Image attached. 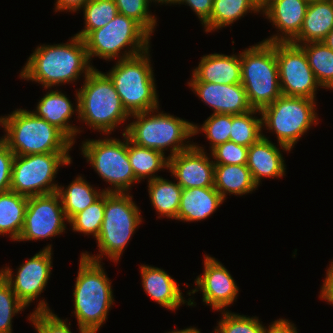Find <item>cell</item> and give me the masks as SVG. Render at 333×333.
Instances as JSON below:
<instances>
[{
	"label": "cell",
	"mask_w": 333,
	"mask_h": 333,
	"mask_svg": "<svg viewBox=\"0 0 333 333\" xmlns=\"http://www.w3.org/2000/svg\"><path fill=\"white\" fill-rule=\"evenodd\" d=\"M89 62L84 40L75 35L67 44L38 46L20 77L36 81L48 89L77 80L82 73L86 77L94 69Z\"/></svg>",
	"instance_id": "6da1fadb"
},
{
	"label": "cell",
	"mask_w": 333,
	"mask_h": 333,
	"mask_svg": "<svg viewBox=\"0 0 333 333\" xmlns=\"http://www.w3.org/2000/svg\"><path fill=\"white\" fill-rule=\"evenodd\" d=\"M0 124L7 134L0 139L15 155L69 152L73 145L59 129L21 108L0 117Z\"/></svg>",
	"instance_id": "7a4b0ae2"
},
{
	"label": "cell",
	"mask_w": 333,
	"mask_h": 333,
	"mask_svg": "<svg viewBox=\"0 0 333 333\" xmlns=\"http://www.w3.org/2000/svg\"><path fill=\"white\" fill-rule=\"evenodd\" d=\"M101 262L81 255L74 288V313L79 327L96 333L114 303L111 282Z\"/></svg>",
	"instance_id": "3957f363"
},
{
	"label": "cell",
	"mask_w": 333,
	"mask_h": 333,
	"mask_svg": "<svg viewBox=\"0 0 333 333\" xmlns=\"http://www.w3.org/2000/svg\"><path fill=\"white\" fill-rule=\"evenodd\" d=\"M77 114L92 129L111 133L131 115L124 108L110 78L93 69L76 93Z\"/></svg>",
	"instance_id": "277c9868"
},
{
	"label": "cell",
	"mask_w": 333,
	"mask_h": 333,
	"mask_svg": "<svg viewBox=\"0 0 333 333\" xmlns=\"http://www.w3.org/2000/svg\"><path fill=\"white\" fill-rule=\"evenodd\" d=\"M156 110L158 111V108L131 114L136 121L127 125L123 134L138 146L162 153L171 147L168 158L190 149L194 144L187 145L183 141L194 136L193 123L163 112L151 115Z\"/></svg>",
	"instance_id": "5b68a950"
},
{
	"label": "cell",
	"mask_w": 333,
	"mask_h": 333,
	"mask_svg": "<svg viewBox=\"0 0 333 333\" xmlns=\"http://www.w3.org/2000/svg\"><path fill=\"white\" fill-rule=\"evenodd\" d=\"M150 65L147 50L130 58L119 59L106 74L130 115L158 108V95Z\"/></svg>",
	"instance_id": "8992f818"
},
{
	"label": "cell",
	"mask_w": 333,
	"mask_h": 333,
	"mask_svg": "<svg viewBox=\"0 0 333 333\" xmlns=\"http://www.w3.org/2000/svg\"><path fill=\"white\" fill-rule=\"evenodd\" d=\"M241 84L249 104L262 110L282 94L279 84L275 43L260 42L240 53Z\"/></svg>",
	"instance_id": "52a82bcc"
},
{
	"label": "cell",
	"mask_w": 333,
	"mask_h": 333,
	"mask_svg": "<svg viewBox=\"0 0 333 333\" xmlns=\"http://www.w3.org/2000/svg\"><path fill=\"white\" fill-rule=\"evenodd\" d=\"M140 216L139 208L132 201L129 193L105 192L104 218L100 233L96 238L99 252L102 254L95 257L86 252L82 255L100 262L101 256L104 254L117 262L131 235L142 222Z\"/></svg>",
	"instance_id": "ba28073f"
},
{
	"label": "cell",
	"mask_w": 333,
	"mask_h": 333,
	"mask_svg": "<svg viewBox=\"0 0 333 333\" xmlns=\"http://www.w3.org/2000/svg\"><path fill=\"white\" fill-rule=\"evenodd\" d=\"M150 34L134 19L118 14L106 26L92 31L85 39L89 61L91 57L114 59L125 47L130 46V51H125L119 59H126L139 55L149 49Z\"/></svg>",
	"instance_id": "9c48e42d"
},
{
	"label": "cell",
	"mask_w": 333,
	"mask_h": 333,
	"mask_svg": "<svg viewBox=\"0 0 333 333\" xmlns=\"http://www.w3.org/2000/svg\"><path fill=\"white\" fill-rule=\"evenodd\" d=\"M315 101L303 97L281 95L261 110L262 126L273 130L278 143L290 151L312 124H317Z\"/></svg>",
	"instance_id": "30bf717a"
},
{
	"label": "cell",
	"mask_w": 333,
	"mask_h": 333,
	"mask_svg": "<svg viewBox=\"0 0 333 333\" xmlns=\"http://www.w3.org/2000/svg\"><path fill=\"white\" fill-rule=\"evenodd\" d=\"M71 164L68 152L15 155L10 190L31 197L57 192L52 181L61 165Z\"/></svg>",
	"instance_id": "8fae6325"
},
{
	"label": "cell",
	"mask_w": 333,
	"mask_h": 333,
	"mask_svg": "<svg viewBox=\"0 0 333 333\" xmlns=\"http://www.w3.org/2000/svg\"><path fill=\"white\" fill-rule=\"evenodd\" d=\"M119 139L87 140L83 142L82 153L94 170L115 188L105 189L109 193H126L138 181L128 158V137Z\"/></svg>",
	"instance_id": "7c38bea8"
},
{
	"label": "cell",
	"mask_w": 333,
	"mask_h": 333,
	"mask_svg": "<svg viewBox=\"0 0 333 333\" xmlns=\"http://www.w3.org/2000/svg\"><path fill=\"white\" fill-rule=\"evenodd\" d=\"M281 94L315 100L319 83L304 50L292 42L275 43Z\"/></svg>",
	"instance_id": "4fadbf2b"
},
{
	"label": "cell",
	"mask_w": 333,
	"mask_h": 333,
	"mask_svg": "<svg viewBox=\"0 0 333 333\" xmlns=\"http://www.w3.org/2000/svg\"><path fill=\"white\" fill-rule=\"evenodd\" d=\"M68 221L57 192L28 197L24 224L17 241L50 238L64 232Z\"/></svg>",
	"instance_id": "5bb4252c"
},
{
	"label": "cell",
	"mask_w": 333,
	"mask_h": 333,
	"mask_svg": "<svg viewBox=\"0 0 333 333\" xmlns=\"http://www.w3.org/2000/svg\"><path fill=\"white\" fill-rule=\"evenodd\" d=\"M51 252V245H48L42 251L36 253L31 259L20 265L14 279L9 267L0 270V274L26 307L43 292L47 285L51 267H53L51 265Z\"/></svg>",
	"instance_id": "9a60e30c"
},
{
	"label": "cell",
	"mask_w": 333,
	"mask_h": 333,
	"mask_svg": "<svg viewBox=\"0 0 333 333\" xmlns=\"http://www.w3.org/2000/svg\"><path fill=\"white\" fill-rule=\"evenodd\" d=\"M204 267L203 276L199 275L195 281L198 288L193 289L188 295L200 290L203 302L211 305L213 310L221 311L234 302L238 287L229 271L215 258L206 255Z\"/></svg>",
	"instance_id": "2e32d148"
},
{
	"label": "cell",
	"mask_w": 333,
	"mask_h": 333,
	"mask_svg": "<svg viewBox=\"0 0 333 333\" xmlns=\"http://www.w3.org/2000/svg\"><path fill=\"white\" fill-rule=\"evenodd\" d=\"M168 169L183 189L214 187L215 164L196 145L169 157Z\"/></svg>",
	"instance_id": "e0dca14e"
},
{
	"label": "cell",
	"mask_w": 333,
	"mask_h": 333,
	"mask_svg": "<svg viewBox=\"0 0 333 333\" xmlns=\"http://www.w3.org/2000/svg\"><path fill=\"white\" fill-rule=\"evenodd\" d=\"M188 84L202 101L214 109V114L236 115L253 110L241 83L188 82Z\"/></svg>",
	"instance_id": "ac0fdd59"
},
{
	"label": "cell",
	"mask_w": 333,
	"mask_h": 333,
	"mask_svg": "<svg viewBox=\"0 0 333 333\" xmlns=\"http://www.w3.org/2000/svg\"><path fill=\"white\" fill-rule=\"evenodd\" d=\"M308 5L306 0H266L261 6L263 14L283 33L263 41L292 42L299 35Z\"/></svg>",
	"instance_id": "d6986e66"
},
{
	"label": "cell",
	"mask_w": 333,
	"mask_h": 333,
	"mask_svg": "<svg viewBox=\"0 0 333 333\" xmlns=\"http://www.w3.org/2000/svg\"><path fill=\"white\" fill-rule=\"evenodd\" d=\"M190 82L241 83L240 54L228 56L214 53L203 56Z\"/></svg>",
	"instance_id": "ffe728a7"
},
{
	"label": "cell",
	"mask_w": 333,
	"mask_h": 333,
	"mask_svg": "<svg viewBox=\"0 0 333 333\" xmlns=\"http://www.w3.org/2000/svg\"><path fill=\"white\" fill-rule=\"evenodd\" d=\"M246 166L257 186L264 177H282L286 169L279 148L264 135L249 147Z\"/></svg>",
	"instance_id": "44dd1931"
},
{
	"label": "cell",
	"mask_w": 333,
	"mask_h": 333,
	"mask_svg": "<svg viewBox=\"0 0 333 333\" xmlns=\"http://www.w3.org/2000/svg\"><path fill=\"white\" fill-rule=\"evenodd\" d=\"M140 272L144 291L158 304L174 310L186 303L177 282L163 269L141 265Z\"/></svg>",
	"instance_id": "7402d4cb"
},
{
	"label": "cell",
	"mask_w": 333,
	"mask_h": 333,
	"mask_svg": "<svg viewBox=\"0 0 333 333\" xmlns=\"http://www.w3.org/2000/svg\"><path fill=\"white\" fill-rule=\"evenodd\" d=\"M214 187L183 189L177 220L199 221L209 217L223 203Z\"/></svg>",
	"instance_id": "603a6c76"
},
{
	"label": "cell",
	"mask_w": 333,
	"mask_h": 333,
	"mask_svg": "<svg viewBox=\"0 0 333 333\" xmlns=\"http://www.w3.org/2000/svg\"><path fill=\"white\" fill-rule=\"evenodd\" d=\"M34 113L59 129L73 144L74 136L79 131L68 122L74 114L73 104L59 91L47 92L39 101Z\"/></svg>",
	"instance_id": "cb8c5ba5"
},
{
	"label": "cell",
	"mask_w": 333,
	"mask_h": 333,
	"mask_svg": "<svg viewBox=\"0 0 333 333\" xmlns=\"http://www.w3.org/2000/svg\"><path fill=\"white\" fill-rule=\"evenodd\" d=\"M333 28V5L329 0L309 2L299 35L292 43L322 42Z\"/></svg>",
	"instance_id": "d4e9b609"
},
{
	"label": "cell",
	"mask_w": 333,
	"mask_h": 333,
	"mask_svg": "<svg viewBox=\"0 0 333 333\" xmlns=\"http://www.w3.org/2000/svg\"><path fill=\"white\" fill-rule=\"evenodd\" d=\"M257 187L246 165L215 164L214 188L223 200L228 193L243 195L256 190Z\"/></svg>",
	"instance_id": "484cf974"
},
{
	"label": "cell",
	"mask_w": 333,
	"mask_h": 333,
	"mask_svg": "<svg viewBox=\"0 0 333 333\" xmlns=\"http://www.w3.org/2000/svg\"><path fill=\"white\" fill-rule=\"evenodd\" d=\"M28 197L13 191L0 194V235L18 240L24 224Z\"/></svg>",
	"instance_id": "4316f807"
},
{
	"label": "cell",
	"mask_w": 333,
	"mask_h": 333,
	"mask_svg": "<svg viewBox=\"0 0 333 333\" xmlns=\"http://www.w3.org/2000/svg\"><path fill=\"white\" fill-rule=\"evenodd\" d=\"M57 193L69 221L75 214L97 201L105 193V190L96 191L85 179L79 176L66 189L59 186Z\"/></svg>",
	"instance_id": "83f0119b"
},
{
	"label": "cell",
	"mask_w": 333,
	"mask_h": 333,
	"mask_svg": "<svg viewBox=\"0 0 333 333\" xmlns=\"http://www.w3.org/2000/svg\"><path fill=\"white\" fill-rule=\"evenodd\" d=\"M250 10L260 12L261 5L256 0H214L210 19L204 24L205 31L228 26Z\"/></svg>",
	"instance_id": "f1b7e54d"
},
{
	"label": "cell",
	"mask_w": 333,
	"mask_h": 333,
	"mask_svg": "<svg viewBox=\"0 0 333 333\" xmlns=\"http://www.w3.org/2000/svg\"><path fill=\"white\" fill-rule=\"evenodd\" d=\"M148 188L151 204L158 214L176 219L183 188L160 176L148 181Z\"/></svg>",
	"instance_id": "f546056e"
},
{
	"label": "cell",
	"mask_w": 333,
	"mask_h": 333,
	"mask_svg": "<svg viewBox=\"0 0 333 333\" xmlns=\"http://www.w3.org/2000/svg\"><path fill=\"white\" fill-rule=\"evenodd\" d=\"M164 156L160 151L138 146L128 139V158L138 182L149 176V181L153 180L158 177L154 175L156 171L168 168V157Z\"/></svg>",
	"instance_id": "4dcf8cb0"
},
{
	"label": "cell",
	"mask_w": 333,
	"mask_h": 333,
	"mask_svg": "<svg viewBox=\"0 0 333 333\" xmlns=\"http://www.w3.org/2000/svg\"><path fill=\"white\" fill-rule=\"evenodd\" d=\"M299 46L304 50L320 87L333 89V50L322 42H310Z\"/></svg>",
	"instance_id": "1f68e13d"
},
{
	"label": "cell",
	"mask_w": 333,
	"mask_h": 333,
	"mask_svg": "<svg viewBox=\"0 0 333 333\" xmlns=\"http://www.w3.org/2000/svg\"><path fill=\"white\" fill-rule=\"evenodd\" d=\"M82 8L85 27L75 35L83 40L92 31L106 26L119 14L114 0H89Z\"/></svg>",
	"instance_id": "d6a6232c"
},
{
	"label": "cell",
	"mask_w": 333,
	"mask_h": 333,
	"mask_svg": "<svg viewBox=\"0 0 333 333\" xmlns=\"http://www.w3.org/2000/svg\"><path fill=\"white\" fill-rule=\"evenodd\" d=\"M257 112L261 114L260 110L253 109L249 112L232 115L230 141L245 147H250L263 137L261 133L263 128L262 118L258 119L252 116Z\"/></svg>",
	"instance_id": "836d02e7"
},
{
	"label": "cell",
	"mask_w": 333,
	"mask_h": 333,
	"mask_svg": "<svg viewBox=\"0 0 333 333\" xmlns=\"http://www.w3.org/2000/svg\"><path fill=\"white\" fill-rule=\"evenodd\" d=\"M105 193L83 211L75 214L68 222L74 231L98 237L104 218Z\"/></svg>",
	"instance_id": "e575fe53"
},
{
	"label": "cell",
	"mask_w": 333,
	"mask_h": 333,
	"mask_svg": "<svg viewBox=\"0 0 333 333\" xmlns=\"http://www.w3.org/2000/svg\"><path fill=\"white\" fill-rule=\"evenodd\" d=\"M29 318L37 333H72L66 324V320H62L52 313L43 300L39 302L36 310L32 312ZM79 331L80 333H92L81 327H79Z\"/></svg>",
	"instance_id": "d590c367"
},
{
	"label": "cell",
	"mask_w": 333,
	"mask_h": 333,
	"mask_svg": "<svg viewBox=\"0 0 333 333\" xmlns=\"http://www.w3.org/2000/svg\"><path fill=\"white\" fill-rule=\"evenodd\" d=\"M232 124V114H212L205 120L202 127L193 124V135L204 131L211 142V150L217 145L229 141ZM201 129V130H200Z\"/></svg>",
	"instance_id": "8d00e7d4"
},
{
	"label": "cell",
	"mask_w": 333,
	"mask_h": 333,
	"mask_svg": "<svg viewBox=\"0 0 333 333\" xmlns=\"http://www.w3.org/2000/svg\"><path fill=\"white\" fill-rule=\"evenodd\" d=\"M25 307L0 274V333H12V317Z\"/></svg>",
	"instance_id": "74e56055"
},
{
	"label": "cell",
	"mask_w": 333,
	"mask_h": 333,
	"mask_svg": "<svg viewBox=\"0 0 333 333\" xmlns=\"http://www.w3.org/2000/svg\"><path fill=\"white\" fill-rule=\"evenodd\" d=\"M223 318L218 322L215 333H264L262 326L256 317H246L244 315L223 311Z\"/></svg>",
	"instance_id": "f35d334b"
},
{
	"label": "cell",
	"mask_w": 333,
	"mask_h": 333,
	"mask_svg": "<svg viewBox=\"0 0 333 333\" xmlns=\"http://www.w3.org/2000/svg\"><path fill=\"white\" fill-rule=\"evenodd\" d=\"M119 14L138 22L150 35L156 25V17L148 10L149 0H114Z\"/></svg>",
	"instance_id": "ab89813d"
},
{
	"label": "cell",
	"mask_w": 333,
	"mask_h": 333,
	"mask_svg": "<svg viewBox=\"0 0 333 333\" xmlns=\"http://www.w3.org/2000/svg\"><path fill=\"white\" fill-rule=\"evenodd\" d=\"M249 147L236 144L233 141L217 145L211 150V155L216 161L214 164L246 165Z\"/></svg>",
	"instance_id": "60d3db41"
},
{
	"label": "cell",
	"mask_w": 333,
	"mask_h": 333,
	"mask_svg": "<svg viewBox=\"0 0 333 333\" xmlns=\"http://www.w3.org/2000/svg\"><path fill=\"white\" fill-rule=\"evenodd\" d=\"M14 157L13 151L0 139V194L10 191Z\"/></svg>",
	"instance_id": "b9f144b4"
},
{
	"label": "cell",
	"mask_w": 333,
	"mask_h": 333,
	"mask_svg": "<svg viewBox=\"0 0 333 333\" xmlns=\"http://www.w3.org/2000/svg\"><path fill=\"white\" fill-rule=\"evenodd\" d=\"M186 3L197 14L201 24H205L211 16L214 0H179L178 4Z\"/></svg>",
	"instance_id": "7bdbcfd3"
},
{
	"label": "cell",
	"mask_w": 333,
	"mask_h": 333,
	"mask_svg": "<svg viewBox=\"0 0 333 333\" xmlns=\"http://www.w3.org/2000/svg\"><path fill=\"white\" fill-rule=\"evenodd\" d=\"M320 298L333 304V261L329 266V269H327L326 278L321 288Z\"/></svg>",
	"instance_id": "ee69618b"
},
{
	"label": "cell",
	"mask_w": 333,
	"mask_h": 333,
	"mask_svg": "<svg viewBox=\"0 0 333 333\" xmlns=\"http://www.w3.org/2000/svg\"><path fill=\"white\" fill-rule=\"evenodd\" d=\"M264 333H297V330L294 324L281 318L275 320L272 325H269L268 329L265 328Z\"/></svg>",
	"instance_id": "f6af8a7d"
},
{
	"label": "cell",
	"mask_w": 333,
	"mask_h": 333,
	"mask_svg": "<svg viewBox=\"0 0 333 333\" xmlns=\"http://www.w3.org/2000/svg\"><path fill=\"white\" fill-rule=\"evenodd\" d=\"M89 0H57L55 11H77L82 8Z\"/></svg>",
	"instance_id": "bcb514c9"
},
{
	"label": "cell",
	"mask_w": 333,
	"mask_h": 333,
	"mask_svg": "<svg viewBox=\"0 0 333 333\" xmlns=\"http://www.w3.org/2000/svg\"><path fill=\"white\" fill-rule=\"evenodd\" d=\"M327 47L333 50V28L330 32L326 35L325 39L322 41Z\"/></svg>",
	"instance_id": "7dc6e473"
},
{
	"label": "cell",
	"mask_w": 333,
	"mask_h": 333,
	"mask_svg": "<svg viewBox=\"0 0 333 333\" xmlns=\"http://www.w3.org/2000/svg\"><path fill=\"white\" fill-rule=\"evenodd\" d=\"M168 333H200V331L196 328H186V329H183V330H180V331H172V332H168Z\"/></svg>",
	"instance_id": "c3c4849f"
},
{
	"label": "cell",
	"mask_w": 333,
	"mask_h": 333,
	"mask_svg": "<svg viewBox=\"0 0 333 333\" xmlns=\"http://www.w3.org/2000/svg\"><path fill=\"white\" fill-rule=\"evenodd\" d=\"M150 1L152 2V0H149V2H150ZM154 1L159 2V3H162V4H163V3H167V4H168V3H170V4H172V3L174 4V3H175V4H176V3L179 2V0H153V2H154Z\"/></svg>",
	"instance_id": "681fc988"
},
{
	"label": "cell",
	"mask_w": 333,
	"mask_h": 333,
	"mask_svg": "<svg viewBox=\"0 0 333 333\" xmlns=\"http://www.w3.org/2000/svg\"><path fill=\"white\" fill-rule=\"evenodd\" d=\"M256 1L262 6L266 0H256Z\"/></svg>",
	"instance_id": "f907efd6"
}]
</instances>
